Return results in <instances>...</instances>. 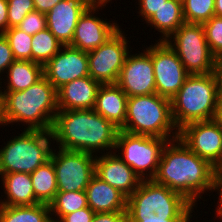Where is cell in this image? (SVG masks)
Here are the masks:
<instances>
[{
    "label": "cell",
    "mask_w": 222,
    "mask_h": 222,
    "mask_svg": "<svg viewBox=\"0 0 222 222\" xmlns=\"http://www.w3.org/2000/svg\"><path fill=\"white\" fill-rule=\"evenodd\" d=\"M202 26L211 53L222 64V17L213 16Z\"/></svg>",
    "instance_id": "obj_31"
},
{
    "label": "cell",
    "mask_w": 222,
    "mask_h": 222,
    "mask_svg": "<svg viewBox=\"0 0 222 222\" xmlns=\"http://www.w3.org/2000/svg\"><path fill=\"white\" fill-rule=\"evenodd\" d=\"M95 175L127 198L142 180L115 152L96 155Z\"/></svg>",
    "instance_id": "obj_17"
},
{
    "label": "cell",
    "mask_w": 222,
    "mask_h": 222,
    "mask_svg": "<svg viewBox=\"0 0 222 222\" xmlns=\"http://www.w3.org/2000/svg\"><path fill=\"white\" fill-rule=\"evenodd\" d=\"M154 43L150 45V56L154 69L156 93L172 100L189 74L176 52L166 41Z\"/></svg>",
    "instance_id": "obj_13"
},
{
    "label": "cell",
    "mask_w": 222,
    "mask_h": 222,
    "mask_svg": "<svg viewBox=\"0 0 222 222\" xmlns=\"http://www.w3.org/2000/svg\"><path fill=\"white\" fill-rule=\"evenodd\" d=\"M215 0H182L185 23L203 24L215 16Z\"/></svg>",
    "instance_id": "obj_29"
},
{
    "label": "cell",
    "mask_w": 222,
    "mask_h": 222,
    "mask_svg": "<svg viewBox=\"0 0 222 222\" xmlns=\"http://www.w3.org/2000/svg\"><path fill=\"white\" fill-rule=\"evenodd\" d=\"M217 119H218V120L221 122V124H222V96H221V99H220L219 113H218Z\"/></svg>",
    "instance_id": "obj_43"
},
{
    "label": "cell",
    "mask_w": 222,
    "mask_h": 222,
    "mask_svg": "<svg viewBox=\"0 0 222 222\" xmlns=\"http://www.w3.org/2000/svg\"><path fill=\"white\" fill-rule=\"evenodd\" d=\"M215 16L222 17V0H215Z\"/></svg>",
    "instance_id": "obj_42"
},
{
    "label": "cell",
    "mask_w": 222,
    "mask_h": 222,
    "mask_svg": "<svg viewBox=\"0 0 222 222\" xmlns=\"http://www.w3.org/2000/svg\"><path fill=\"white\" fill-rule=\"evenodd\" d=\"M125 33L120 28L104 44L87 52L92 79L101 84H116L126 57L133 50Z\"/></svg>",
    "instance_id": "obj_11"
},
{
    "label": "cell",
    "mask_w": 222,
    "mask_h": 222,
    "mask_svg": "<svg viewBox=\"0 0 222 222\" xmlns=\"http://www.w3.org/2000/svg\"><path fill=\"white\" fill-rule=\"evenodd\" d=\"M222 96V68L205 75H189L171 100L172 118L181 129L195 121L218 117Z\"/></svg>",
    "instance_id": "obj_4"
},
{
    "label": "cell",
    "mask_w": 222,
    "mask_h": 222,
    "mask_svg": "<svg viewBox=\"0 0 222 222\" xmlns=\"http://www.w3.org/2000/svg\"><path fill=\"white\" fill-rule=\"evenodd\" d=\"M189 75L218 72L222 64L211 53L202 24H182L167 40Z\"/></svg>",
    "instance_id": "obj_8"
},
{
    "label": "cell",
    "mask_w": 222,
    "mask_h": 222,
    "mask_svg": "<svg viewBox=\"0 0 222 222\" xmlns=\"http://www.w3.org/2000/svg\"><path fill=\"white\" fill-rule=\"evenodd\" d=\"M49 207L52 220L58 222L64 215L88 207L86 192H57Z\"/></svg>",
    "instance_id": "obj_27"
},
{
    "label": "cell",
    "mask_w": 222,
    "mask_h": 222,
    "mask_svg": "<svg viewBox=\"0 0 222 222\" xmlns=\"http://www.w3.org/2000/svg\"><path fill=\"white\" fill-rule=\"evenodd\" d=\"M217 192L216 196H218V202L216 204L215 210H214V218L217 220L222 221V164L216 165L213 168V187H212V192ZM217 217V218H216Z\"/></svg>",
    "instance_id": "obj_35"
},
{
    "label": "cell",
    "mask_w": 222,
    "mask_h": 222,
    "mask_svg": "<svg viewBox=\"0 0 222 222\" xmlns=\"http://www.w3.org/2000/svg\"><path fill=\"white\" fill-rule=\"evenodd\" d=\"M20 131L21 133L11 135L9 141L4 142V146L1 145L0 175L16 172L31 174L50 160L54 148L52 131Z\"/></svg>",
    "instance_id": "obj_7"
},
{
    "label": "cell",
    "mask_w": 222,
    "mask_h": 222,
    "mask_svg": "<svg viewBox=\"0 0 222 222\" xmlns=\"http://www.w3.org/2000/svg\"><path fill=\"white\" fill-rule=\"evenodd\" d=\"M50 207L38 203L24 206L0 205V222H51Z\"/></svg>",
    "instance_id": "obj_26"
},
{
    "label": "cell",
    "mask_w": 222,
    "mask_h": 222,
    "mask_svg": "<svg viewBox=\"0 0 222 222\" xmlns=\"http://www.w3.org/2000/svg\"><path fill=\"white\" fill-rule=\"evenodd\" d=\"M95 0H61L47 14V28L63 44L70 45L79 17Z\"/></svg>",
    "instance_id": "obj_18"
},
{
    "label": "cell",
    "mask_w": 222,
    "mask_h": 222,
    "mask_svg": "<svg viewBox=\"0 0 222 222\" xmlns=\"http://www.w3.org/2000/svg\"><path fill=\"white\" fill-rule=\"evenodd\" d=\"M3 35L7 39L16 60L32 61V35L25 33L18 27L8 28Z\"/></svg>",
    "instance_id": "obj_30"
},
{
    "label": "cell",
    "mask_w": 222,
    "mask_h": 222,
    "mask_svg": "<svg viewBox=\"0 0 222 222\" xmlns=\"http://www.w3.org/2000/svg\"><path fill=\"white\" fill-rule=\"evenodd\" d=\"M95 158L96 155L88 152L54 146L50 160L55 168L58 192L84 191L95 175Z\"/></svg>",
    "instance_id": "obj_10"
},
{
    "label": "cell",
    "mask_w": 222,
    "mask_h": 222,
    "mask_svg": "<svg viewBox=\"0 0 222 222\" xmlns=\"http://www.w3.org/2000/svg\"><path fill=\"white\" fill-rule=\"evenodd\" d=\"M15 60L7 39L3 34H0V81Z\"/></svg>",
    "instance_id": "obj_36"
},
{
    "label": "cell",
    "mask_w": 222,
    "mask_h": 222,
    "mask_svg": "<svg viewBox=\"0 0 222 222\" xmlns=\"http://www.w3.org/2000/svg\"><path fill=\"white\" fill-rule=\"evenodd\" d=\"M167 141L119 130L114 152L118 153L142 180H150L157 174L161 153Z\"/></svg>",
    "instance_id": "obj_9"
},
{
    "label": "cell",
    "mask_w": 222,
    "mask_h": 222,
    "mask_svg": "<svg viewBox=\"0 0 222 222\" xmlns=\"http://www.w3.org/2000/svg\"><path fill=\"white\" fill-rule=\"evenodd\" d=\"M0 109L4 127L21 123L23 130L52 131L58 112L57 90L43 76L25 90L0 91Z\"/></svg>",
    "instance_id": "obj_3"
},
{
    "label": "cell",
    "mask_w": 222,
    "mask_h": 222,
    "mask_svg": "<svg viewBox=\"0 0 222 222\" xmlns=\"http://www.w3.org/2000/svg\"><path fill=\"white\" fill-rule=\"evenodd\" d=\"M61 0H33L35 11L47 14Z\"/></svg>",
    "instance_id": "obj_40"
},
{
    "label": "cell",
    "mask_w": 222,
    "mask_h": 222,
    "mask_svg": "<svg viewBox=\"0 0 222 222\" xmlns=\"http://www.w3.org/2000/svg\"><path fill=\"white\" fill-rule=\"evenodd\" d=\"M0 127L2 128V123H1V109H0Z\"/></svg>",
    "instance_id": "obj_44"
},
{
    "label": "cell",
    "mask_w": 222,
    "mask_h": 222,
    "mask_svg": "<svg viewBox=\"0 0 222 222\" xmlns=\"http://www.w3.org/2000/svg\"><path fill=\"white\" fill-rule=\"evenodd\" d=\"M192 218H172L164 220H127V222H191Z\"/></svg>",
    "instance_id": "obj_41"
},
{
    "label": "cell",
    "mask_w": 222,
    "mask_h": 222,
    "mask_svg": "<svg viewBox=\"0 0 222 222\" xmlns=\"http://www.w3.org/2000/svg\"><path fill=\"white\" fill-rule=\"evenodd\" d=\"M43 76V65L31 60H15L8 67L4 78L0 81V91L25 90Z\"/></svg>",
    "instance_id": "obj_23"
},
{
    "label": "cell",
    "mask_w": 222,
    "mask_h": 222,
    "mask_svg": "<svg viewBox=\"0 0 222 222\" xmlns=\"http://www.w3.org/2000/svg\"><path fill=\"white\" fill-rule=\"evenodd\" d=\"M92 222H127V211L95 213Z\"/></svg>",
    "instance_id": "obj_38"
},
{
    "label": "cell",
    "mask_w": 222,
    "mask_h": 222,
    "mask_svg": "<svg viewBox=\"0 0 222 222\" xmlns=\"http://www.w3.org/2000/svg\"><path fill=\"white\" fill-rule=\"evenodd\" d=\"M9 28L17 27L25 16L35 11L33 0H7Z\"/></svg>",
    "instance_id": "obj_32"
},
{
    "label": "cell",
    "mask_w": 222,
    "mask_h": 222,
    "mask_svg": "<svg viewBox=\"0 0 222 222\" xmlns=\"http://www.w3.org/2000/svg\"><path fill=\"white\" fill-rule=\"evenodd\" d=\"M136 1V0H134ZM168 0H137L135 3V10L138 15L137 18H139L140 16L142 17L141 22L143 21H147L158 9H160ZM138 5V6H136Z\"/></svg>",
    "instance_id": "obj_34"
},
{
    "label": "cell",
    "mask_w": 222,
    "mask_h": 222,
    "mask_svg": "<svg viewBox=\"0 0 222 222\" xmlns=\"http://www.w3.org/2000/svg\"><path fill=\"white\" fill-rule=\"evenodd\" d=\"M100 86L90 76L70 81L57 90L58 110L94 109Z\"/></svg>",
    "instance_id": "obj_19"
},
{
    "label": "cell",
    "mask_w": 222,
    "mask_h": 222,
    "mask_svg": "<svg viewBox=\"0 0 222 222\" xmlns=\"http://www.w3.org/2000/svg\"><path fill=\"white\" fill-rule=\"evenodd\" d=\"M197 207L180 193L153 179L141 180L138 188L127 198V220L193 218Z\"/></svg>",
    "instance_id": "obj_5"
},
{
    "label": "cell",
    "mask_w": 222,
    "mask_h": 222,
    "mask_svg": "<svg viewBox=\"0 0 222 222\" xmlns=\"http://www.w3.org/2000/svg\"><path fill=\"white\" fill-rule=\"evenodd\" d=\"M3 191L0 197V205L6 206H24L34 205L39 202L35 198L32 180L29 173L16 172L0 175Z\"/></svg>",
    "instance_id": "obj_22"
},
{
    "label": "cell",
    "mask_w": 222,
    "mask_h": 222,
    "mask_svg": "<svg viewBox=\"0 0 222 222\" xmlns=\"http://www.w3.org/2000/svg\"><path fill=\"white\" fill-rule=\"evenodd\" d=\"M88 206L95 213L127 211V197L94 175L85 189Z\"/></svg>",
    "instance_id": "obj_20"
},
{
    "label": "cell",
    "mask_w": 222,
    "mask_h": 222,
    "mask_svg": "<svg viewBox=\"0 0 222 222\" xmlns=\"http://www.w3.org/2000/svg\"><path fill=\"white\" fill-rule=\"evenodd\" d=\"M30 177L36 200L39 203L49 205L58 192L53 162L48 160L31 173Z\"/></svg>",
    "instance_id": "obj_25"
},
{
    "label": "cell",
    "mask_w": 222,
    "mask_h": 222,
    "mask_svg": "<svg viewBox=\"0 0 222 222\" xmlns=\"http://www.w3.org/2000/svg\"><path fill=\"white\" fill-rule=\"evenodd\" d=\"M32 61L45 65L63 47L48 28L32 36Z\"/></svg>",
    "instance_id": "obj_28"
},
{
    "label": "cell",
    "mask_w": 222,
    "mask_h": 222,
    "mask_svg": "<svg viewBox=\"0 0 222 222\" xmlns=\"http://www.w3.org/2000/svg\"><path fill=\"white\" fill-rule=\"evenodd\" d=\"M178 137L213 167L222 164V124L217 118L188 123L179 129Z\"/></svg>",
    "instance_id": "obj_14"
},
{
    "label": "cell",
    "mask_w": 222,
    "mask_h": 222,
    "mask_svg": "<svg viewBox=\"0 0 222 222\" xmlns=\"http://www.w3.org/2000/svg\"><path fill=\"white\" fill-rule=\"evenodd\" d=\"M146 46L142 44L143 52H129L116 82L128 97L156 93L150 44Z\"/></svg>",
    "instance_id": "obj_15"
},
{
    "label": "cell",
    "mask_w": 222,
    "mask_h": 222,
    "mask_svg": "<svg viewBox=\"0 0 222 222\" xmlns=\"http://www.w3.org/2000/svg\"><path fill=\"white\" fill-rule=\"evenodd\" d=\"M8 28V2L0 0V34H3Z\"/></svg>",
    "instance_id": "obj_39"
},
{
    "label": "cell",
    "mask_w": 222,
    "mask_h": 222,
    "mask_svg": "<svg viewBox=\"0 0 222 222\" xmlns=\"http://www.w3.org/2000/svg\"><path fill=\"white\" fill-rule=\"evenodd\" d=\"M17 27L33 36L37 32L47 28L46 14L40 13L39 11L30 12Z\"/></svg>",
    "instance_id": "obj_33"
},
{
    "label": "cell",
    "mask_w": 222,
    "mask_h": 222,
    "mask_svg": "<svg viewBox=\"0 0 222 222\" xmlns=\"http://www.w3.org/2000/svg\"><path fill=\"white\" fill-rule=\"evenodd\" d=\"M95 212L88 206L64 215L58 222H92Z\"/></svg>",
    "instance_id": "obj_37"
},
{
    "label": "cell",
    "mask_w": 222,
    "mask_h": 222,
    "mask_svg": "<svg viewBox=\"0 0 222 222\" xmlns=\"http://www.w3.org/2000/svg\"><path fill=\"white\" fill-rule=\"evenodd\" d=\"M120 130L168 141L179 136L172 118L171 100L157 93L128 97L126 120Z\"/></svg>",
    "instance_id": "obj_6"
},
{
    "label": "cell",
    "mask_w": 222,
    "mask_h": 222,
    "mask_svg": "<svg viewBox=\"0 0 222 222\" xmlns=\"http://www.w3.org/2000/svg\"><path fill=\"white\" fill-rule=\"evenodd\" d=\"M128 96L117 84H101L94 110L121 129L126 120Z\"/></svg>",
    "instance_id": "obj_21"
},
{
    "label": "cell",
    "mask_w": 222,
    "mask_h": 222,
    "mask_svg": "<svg viewBox=\"0 0 222 222\" xmlns=\"http://www.w3.org/2000/svg\"><path fill=\"white\" fill-rule=\"evenodd\" d=\"M119 130L94 109L58 110L52 134L55 147L98 155L114 152Z\"/></svg>",
    "instance_id": "obj_2"
},
{
    "label": "cell",
    "mask_w": 222,
    "mask_h": 222,
    "mask_svg": "<svg viewBox=\"0 0 222 222\" xmlns=\"http://www.w3.org/2000/svg\"><path fill=\"white\" fill-rule=\"evenodd\" d=\"M147 27L158 31L159 39L155 41H166L182 24L183 18L182 0H168L158 9L146 22ZM161 35V36H160Z\"/></svg>",
    "instance_id": "obj_24"
},
{
    "label": "cell",
    "mask_w": 222,
    "mask_h": 222,
    "mask_svg": "<svg viewBox=\"0 0 222 222\" xmlns=\"http://www.w3.org/2000/svg\"><path fill=\"white\" fill-rule=\"evenodd\" d=\"M44 77L58 90L63 85L78 78L89 76V61L86 51L69 45L43 66Z\"/></svg>",
    "instance_id": "obj_16"
},
{
    "label": "cell",
    "mask_w": 222,
    "mask_h": 222,
    "mask_svg": "<svg viewBox=\"0 0 222 222\" xmlns=\"http://www.w3.org/2000/svg\"><path fill=\"white\" fill-rule=\"evenodd\" d=\"M112 2L95 0L84 11L78 19L73 40L69 46L86 52L91 51L104 44L121 28L122 25L119 26L115 19L109 21L107 17L103 18L99 13Z\"/></svg>",
    "instance_id": "obj_12"
},
{
    "label": "cell",
    "mask_w": 222,
    "mask_h": 222,
    "mask_svg": "<svg viewBox=\"0 0 222 222\" xmlns=\"http://www.w3.org/2000/svg\"><path fill=\"white\" fill-rule=\"evenodd\" d=\"M213 168L178 137L164 145L153 180L180 193L196 206L204 194L212 195Z\"/></svg>",
    "instance_id": "obj_1"
}]
</instances>
